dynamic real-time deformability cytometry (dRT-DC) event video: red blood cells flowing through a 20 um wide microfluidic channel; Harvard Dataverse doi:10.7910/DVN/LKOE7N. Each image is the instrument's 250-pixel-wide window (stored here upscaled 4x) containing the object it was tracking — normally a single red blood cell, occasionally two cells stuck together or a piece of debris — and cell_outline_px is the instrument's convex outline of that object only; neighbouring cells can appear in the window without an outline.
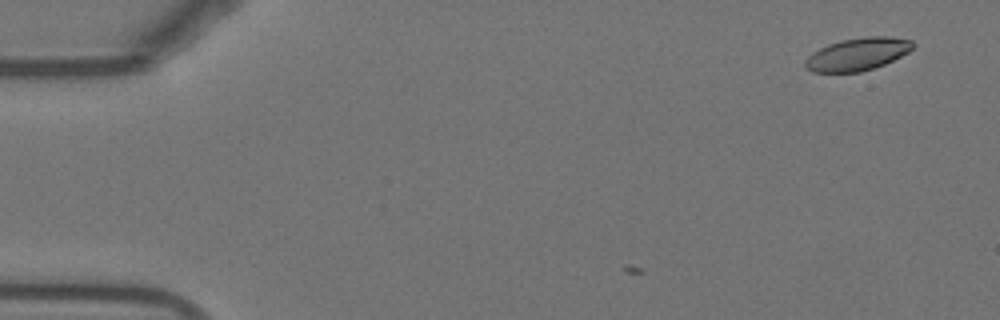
{"species": "Egyptian fruit bat (a non-hibernating species)", "species_latin": "Rousettus aegyptiacus", "temperature_condition": "warm", "stored_images_in_passage": 3, "camera_frame_rate_fps": 3000, "um_per_image_px": 0.085, "animal": {"sex": "female"}, "frame": {"image": 1, "passage_image": 3, "time_ms": 0.667, "image_size_px": [1000, 320], "cell_outline_px": [[916, 44], [908, 52], [884, 64], [860, 72], [812, 72], [804, 64], [804, 60], [812, 52], [828, 44], [840, 40], [868, 36], [892, 36], [912, 40]], "centroid_in_image_um": [72.89, 4.59], "position_along_channel_um": 12.1, "area_um2": 20.46}}